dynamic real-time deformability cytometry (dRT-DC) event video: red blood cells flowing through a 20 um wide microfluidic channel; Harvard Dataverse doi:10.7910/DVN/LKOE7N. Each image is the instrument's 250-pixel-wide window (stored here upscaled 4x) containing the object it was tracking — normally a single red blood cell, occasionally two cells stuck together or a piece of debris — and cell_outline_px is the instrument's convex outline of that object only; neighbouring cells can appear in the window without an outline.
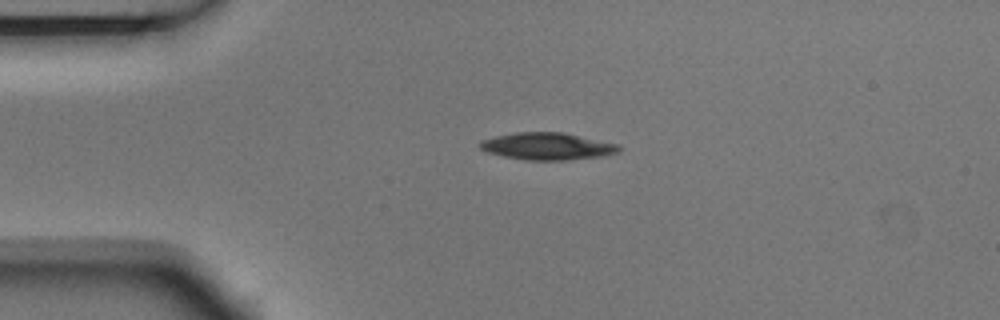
{"species": "Egyptian fruit bat (a non-hibernating species)", "species_latin": "Rousettus aegyptiacus", "temperature_condition": "room temperature", "stored_images_in_passage": 2, "camera_frame_rate_fps": 3000, "um_per_image_px": 0.085, "animal": {"sex": "male"}, "frame": {"image": 1, "passage_image": 2, "time_ms": 0.333, "image_size_px": [1000, 320], "cell_outline_px": [[620, 152], [600, 156], [564, 160], [528, 160], [504, 156], [488, 152], [480, 148], [480, 140], [496, 136], [516, 132], [564, 132], [620, 144]], "centroid_in_image_um": [46.55, 12.42], "position_along_channel_um": 38.4, "area_um2": 21.91}}